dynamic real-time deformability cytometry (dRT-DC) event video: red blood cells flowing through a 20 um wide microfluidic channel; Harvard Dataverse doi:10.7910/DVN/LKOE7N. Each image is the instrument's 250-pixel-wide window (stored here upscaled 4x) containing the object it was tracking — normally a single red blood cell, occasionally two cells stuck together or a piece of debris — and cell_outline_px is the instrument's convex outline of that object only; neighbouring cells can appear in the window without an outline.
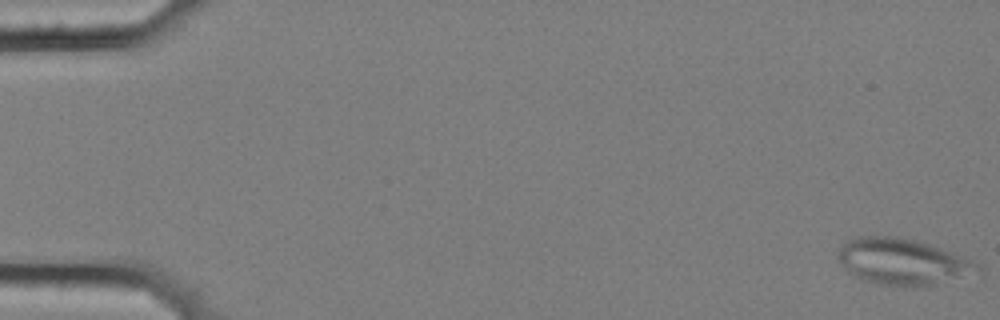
{"species": "common noctule bat (a hibernating species)", "species_latin": "Nyctalus noctula", "temperature_condition": "cold", "stored_images_in_passage": 58, "camera_frame_rate_fps": 3000, "um_per_image_px": 0.085, "animal": {"sex": "female", "body_mass_g": 25.1}, "frame": {"image": 1, "passage_image": 1, "time_ms": 0.0, "image_size_px": [1000, 320], "cell_outline_px": [[984, 276], [916, 288], [912, 288], [880, 284], [852, 276], [848, 272], [836, 256], [840, 248], [848, 240], [860, 236], [896, 236], [928, 244], [972, 260], [984, 268]], "centroid_in_image_um": [76.86, 22.3], "position_along_channel_um": 8.1, "area_um2": 38.55}}
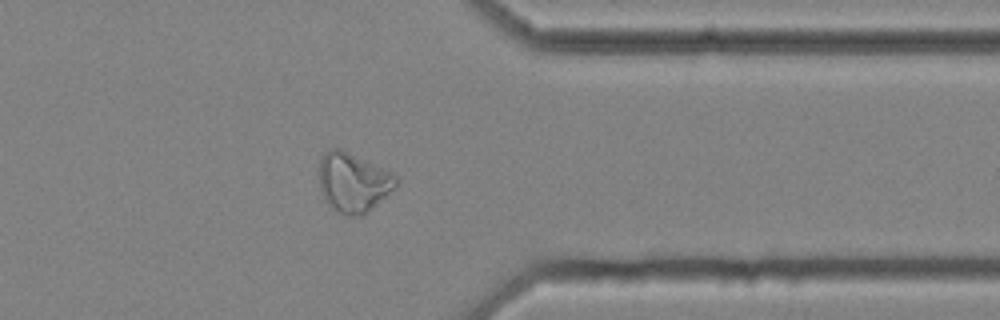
{"frame": {"image": 2, "passage_image": 47, "time_ms": 15.333, "image_size_px": [1000, 320], "cell_outline_px": [[400, 180], [388, 196], [360, 216], [344, 216], [324, 200], [320, 192], [320, 156], [328, 148], [340, 148], [392, 172]], "centroid_in_image_um": [30.02, 15.49], "position_along_channel_um": 381.4, "area_um2": 26.76}}
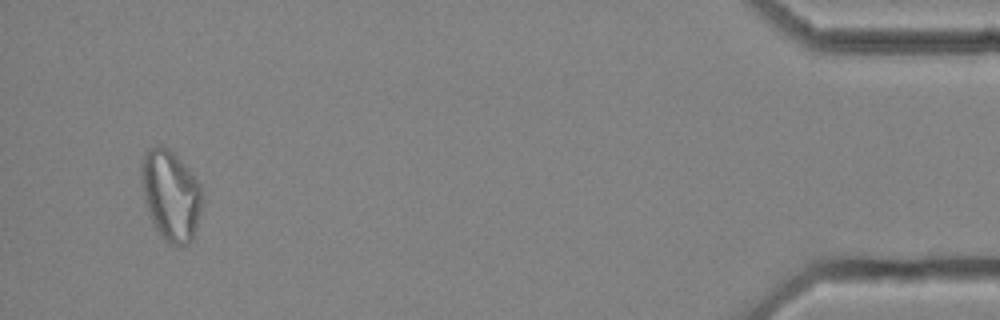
{"frame": {"image": 3, "passage_image": 56, "time_ms": 18.333, "image_size_px": [1000, 320], "cell_outline_px": [[200, 212], [196, 228], [192, 240], [188, 244], [168, 244], [160, 236], [152, 220], [144, 200], [140, 172], [140, 164], [144, 152], [148, 148], [156, 144], [164, 144], [188, 168], [200, 184]], "centroid_in_image_um": [14.47, 16.55], "position_along_channel_um": 420.7, "area_um2": 31.96}, "authors_computed_cell_mechanics": {"area_um2": 27.9174, "velocity_mm_per_s": 3.5063, "shape_relaxation_time_tau1_ms": null, "shape_relaxation_time_tau2_ms": 9.8015, "deformation_change_tau1": null, "deformation_change_tau2": 0.2131}}